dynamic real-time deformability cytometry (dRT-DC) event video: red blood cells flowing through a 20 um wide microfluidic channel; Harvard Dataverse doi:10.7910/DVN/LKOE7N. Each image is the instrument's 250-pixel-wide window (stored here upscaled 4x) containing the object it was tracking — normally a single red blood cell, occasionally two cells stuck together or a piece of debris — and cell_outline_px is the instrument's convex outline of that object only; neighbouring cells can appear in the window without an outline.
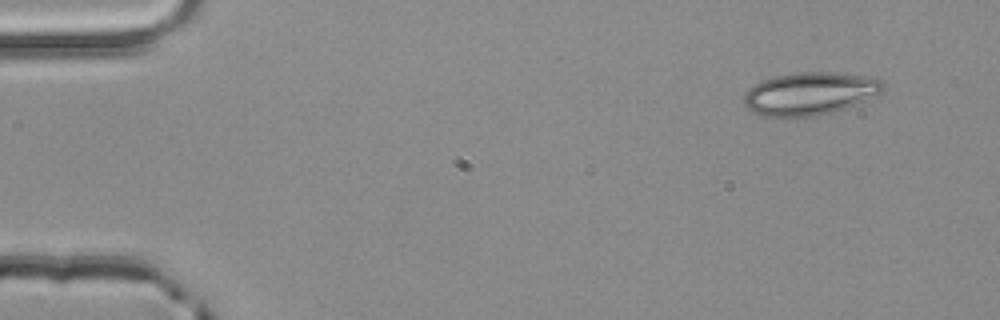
{"species": "common noctule bat (a hibernating species)", "species_latin": "Nyctalus noctula", "temperature_condition": "room temperature", "stored_images_in_passage": 4, "camera_frame_rate_fps": 3000, "um_per_image_px": 0.085, "animal": {"sex": "male", "body_mass_g": 20.4}, "frame": {"image": 1, "passage_image": 1, "time_ms": 0.0, "image_size_px": [1000, 320], "cell_outline_px": [[884, 88], [880, 92], [856, 104], [832, 112], [816, 116], [764, 116], [752, 112], [744, 104], [744, 96], [748, 88], [760, 80], [772, 76], [796, 72], [832, 72], [868, 76], [880, 80], [884, 84]], "centroid_in_image_um": [68.79, 7.94], "position_along_channel_um": 16.2, "area_um2": 34.56}}